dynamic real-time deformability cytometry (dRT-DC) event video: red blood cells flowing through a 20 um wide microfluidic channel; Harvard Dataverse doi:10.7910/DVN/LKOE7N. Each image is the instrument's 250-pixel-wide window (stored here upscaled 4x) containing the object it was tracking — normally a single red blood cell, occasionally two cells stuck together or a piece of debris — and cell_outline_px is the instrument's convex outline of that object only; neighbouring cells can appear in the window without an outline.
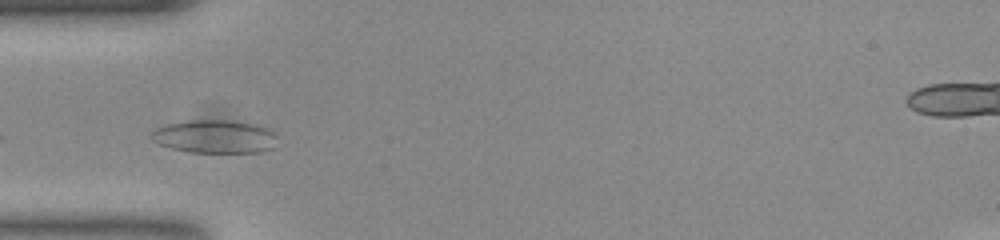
{"species": "common noctule bat (a hibernating species)", "species_latin": "Nyctalus noctula", "temperature_condition": "room temperature", "stored_images_in_passage": 11, "camera_frame_rate_fps": 3000, "um_per_image_px": 0.085, "animal": {"sex": "female", "body_mass_g": 23.0, "forearm_length_mm": 53.4}, "frame": {"image": 1, "passage_image": 2, "time_ms": 0.333, "image_size_px": [1000, 240], "cell_outline_px": [[276, 136], [272, 148], [260, 152], [192, 152], [172, 148], [160, 144], [152, 140], [152, 132], [156, 128], [168, 124], [192, 120], [224, 120], [256, 124], [268, 128]], "centroid_in_image_um": [18.26, 11.6], "position_along_channel_um": 66.7, "area_um2": 23.99}}